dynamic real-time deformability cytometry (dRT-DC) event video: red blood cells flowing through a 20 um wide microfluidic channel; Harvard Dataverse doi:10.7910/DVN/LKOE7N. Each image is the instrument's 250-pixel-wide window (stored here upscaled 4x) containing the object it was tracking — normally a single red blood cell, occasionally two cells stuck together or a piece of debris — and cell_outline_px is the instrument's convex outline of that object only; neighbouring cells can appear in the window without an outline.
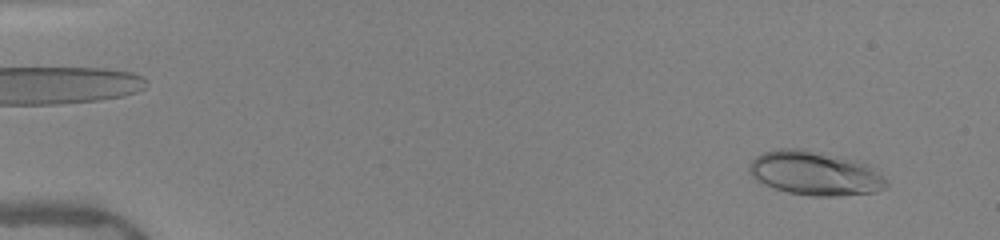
{"species": "human", "species_latin": "Homo sapiens", "temperature_condition": "warm", "stored_images_in_passage": 49, "camera_frame_rate_fps": 3000, "um_per_image_px": 0.085, "donor": {"sex": "female"}, "frame": {"image": 1, "passage_image": 3, "time_ms": 0.667, "image_size_px": [1000, 240], "cell_outline_px": [[888, 184], [884, 188], [876, 192], [836, 196], [812, 196], [788, 192], [764, 184], [756, 180], [748, 172], [748, 164], [756, 156], [764, 152], [776, 148], [804, 148], [860, 160], [868, 164], [884, 176], [888, 180]], "centroid_in_image_um": [69.29, 14.7], "position_along_channel_um": 15.7, "area_um2": 35.78}}
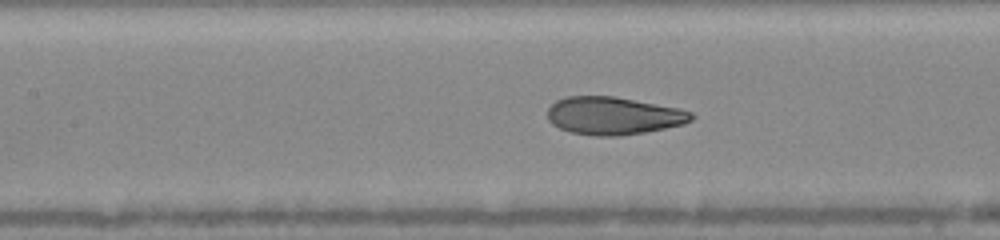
{"frame": {"image": 2, "passage_image": 23, "time_ms": 7.333, "image_size_px": [1000, 240], "cell_outline_px": [[696, 116], [692, 120], [684, 124], [644, 132], [620, 136], [596, 136], [572, 132], [560, 128], [552, 124], [548, 120], [548, 108], [556, 100], [568, 96], [612, 96], [680, 108], [692, 112]], "centroid_in_image_um": [52.16, 9.84], "position_along_channel_um": 155.2, "area_um2": 31.62}}
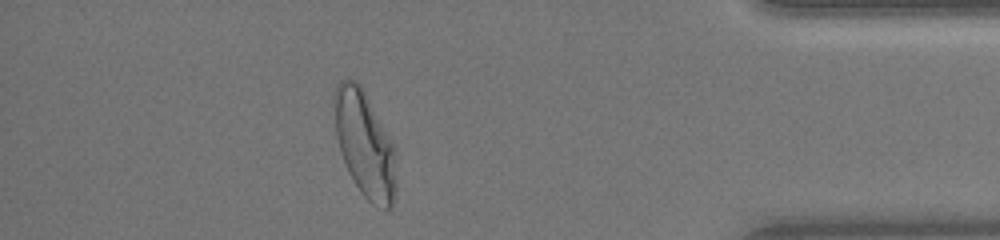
{"frame": {"image": 3, "passage_image": 44, "time_ms": 14.333, "image_size_px": [1000, 240], "cell_outline_px": [[396, 192], [392, 208], [384, 208], [372, 204], [360, 192], [348, 172], [340, 152], [336, 136], [332, 100], [332, 96], [336, 84], [340, 80], [356, 80], [360, 84], [396, 148]], "centroid_in_image_um": [30.99, 12.26], "position_along_channel_um": 404.2, "area_um2": 38.78}, "authors_computed_cell_mechanics": {"area_um2": 32.1946, "velocity_mm_per_s": 4.0248, "shape_relaxation_time_tau1_ms": 3.3279, "shape_relaxation_time_tau2_ms": null, "deformation_change_tau1": 0.1831, "deformation_change_tau2": null}}